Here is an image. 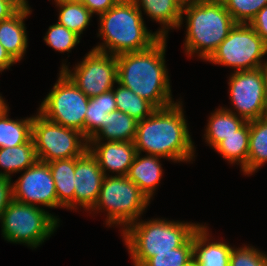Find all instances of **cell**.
I'll return each instance as SVG.
<instances>
[{
  "instance_id": "9c48e42d",
  "label": "cell",
  "mask_w": 267,
  "mask_h": 266,
  "mask_svg": "<svg viewBox=\"0 0 267 266\" xmlns=\"http://www.w3.org/2000/svg\"><path fill=\"white\" fill-rule=\"evenodd\" d=\"M266 54L267 45L256 31L249 24L236 23L207 61L235 71L254 70L267 66L261 61Z\"/></svg>"
},
{
  "instance_id": "603a6c76",
  "label": "cell",
  "mask_w": 267,
  "mask_h": 266,
  "mask_svg": "<svg viewBox=\"0 0 267 266\" xmlns=\"http://www.w3.org/2000/svg\"><path fill=\"white\" fill-rule=\"evenodd\" d=\"M37 160L33 138L22 145L0 148V167L4 170L0 176L11 179V174L26 170Z\"/></svg>"
},
{
  "instance_id": "ffe728a7",
  "label": "cell",
  "mask_w": 267,
  "mask_h": 266,
  "mask_svg": "<svg viewBox=\"0 0 267 266\" xmlns=\"http://www.w3.org/2000/svg\"><path fill=\"white\" fill-rule=\"evenodd\" d=\"M57 194V208L74 209L76 157L48 163Z\"/></svg>"
},
{
  "instance_id": "f35d334b",
  "label": "cell",
  "mask_w": 267,
  "mask_h": 266,
  "mask_svg": "<svg viewBox=\"0 0 267 266\" xmlns=\"http://www.w3.org/2000/svg\"><path fill=\"white\" fill-rule=\"evenodd\" d=\"M6 109H8V106L5 103V100L0 95V114H2Z\"/></svg>"
},
{
  "instance_id": "ee69618b",
  "label": "cell",
  "mask_w": 267,
  "mask_h": 266,
  "mask_svg": "<svg viewBox=\"0 0 267 266\" xmlns=\"http://www.w3.org/2000/svg\"><path fill=\"white\" fill-rule=\"evenodd\" d=\"M23 6H27V7L29 6L27 0H22V7H23Z\"/></svg>"
},
{
  "instance_id": "60d3db41",
  "label": "cell",
  "mask_w": 267,
  "mask_h": 266,
  "mask_svg": "<svg viewBox=\"0 0 267 266\" xmlns=\"http://www.w3.org/2000/svg\"><path fill=\"white\" fill-rule=\"evenodd\" d=\"M185 266H198L196 261L192 259L189 263H187Z\"/></svg>"
},
{
  "instance_id": "7c38bea8",
  "label": "cell",
  "mask_w": 267,
  "mask_h": 266,
  "mask_svg": "<svg viewBox=\"0 0 267 266\" xmlns=\"http://www.w3.org/2000/svg\"><path fill=\"white\" fill-rule=\"evenodd\" d=\"M267 66L245 71H234L229 79V96L237 116L247 122L264 116Z\"/></svg>"
},
{
  "instance_id": "ba28073f",
  "label": "cell",
  "mask_w": 267,
  "mask_h": 266,
  "mask_svg": "<svg viewBox=\"0 0 267 266\" xmlns=\"http://www.w3.org/2000/svg\"><path fill=\"white\" fill-rule=\"evenodd\" d=\"M32 138L37 159L54 160L80 157L88 150V140L79 131L58 125L42 116H33Z\"/></svg>"
},
{
  "instance_id": "8992f818",
  "label": "cell",
  "mask_w": 267,
  "mask_h": 266,
  "mask_svg": "<svg viewBox=\"0 0 267 266\" xmlns=\"http://www.w3.org/2000/svg\"><path fill=\"white\" fill-rule=\"evenodd\" d=\"M150 200L139 187L126 176H104L98 199L93 210L106 209V224H117L125 230L136 222L149 205ZM103 208V209H102Z\"/></svg>"
},
{
  "instance_id": "e0dca14e",
  "label": "cell",
  "mask_w": 267,
  "mask_h": 266,
  "mask_svg": "<svg viewBox=\"0 0 267 266\" xmlns=\"http://www.w3.org/2000/svg\"><path fill=\"white\" fill-rule=\"evenodd\" d=\"M207 226L193 233V259L198 266H229L232 246L225 242H209Z\"/></svg>"
},
{
  "instance_id": "d6986e66",
  "label": "cell",
  "mask_w": 267,
  "mask_h": 266,
  "mask_svg": "<svg viewBox=\"0 0 267 266\" xmlns=\"http://www.w3.org/2000/svg\"><path fill=\"white\" fill-rule=\"evenodd\" d=\"M138 9L159 24L163 25L156 33L167 38L170 28H179L182 19L183 4L180 0H134ZM141 5V6H140Z\"/></svg>"
},
{
  "instance_id": "52a82bcc",
  "label": "cell",
  "mask_w": 267,
  "mask_h": 266,
  "mask_svg": "<svg viewBox=\"0 0 267 266\" xmlns=\"http://www.w3.org/2000/svg\"><path fill=\"white\" fill-rule=\"evenodd\" d=\"M5 240L37 248L56 230L59 219L40 206L12 200L1 215Z\"/></svg>"
},
{
  "instance_id": "d4e9b609",
  "label": "cell",
  "mask_w": 267,
  "mask_h": 266,
  "mask_svg": "<svg viewBox=\"0 0 267 266\" xmlns=\"http://www.w3.org/2000/svg\"><path fill=\"white\" fill-rule=\"evenodd\" d=\"M137 123L128 114L119 110L107 114L104 128L89 141H129L134 142ZM105 139V140H103Z\"/></svg>"
},
{
  "instance_id": "3957f363",
  "label": "cell",
  "mask_w": 267,
  "mask_h": 266,
  "mask_svg": "<svg viewBox=\"0 0 267 266\" xmlns=\"http://www.w3.org/2000/svg\"><path fill=\"white\" fill-rule=\"evenodd\" d=\"M99 20L98 36L103 38L104 43L93 49L100 52L117 56L143 51L161 38L156 32L147 30L142 11L134 0H119L107 12L100 14Z\"/></svg>"
},
{
  "instance_id": "f1b7e54d",
  "label": "cell",
  "mask_w": 267,
  "mask_h": 266,
  "mask_svg": "<svg viewBox=\"0 0 267 266\" xmlns=\"http://www.w3.org/2000/svg\"><path fill=\"white\" fill-rule=\"evenodd\" d=\"M56 6L60 8L58 23L79 36L83 34L93 15L88 8L80 0L60 1Z\"/></svg>"
},
{
  "instance_id": "2e32d148",
  "label": "cell",
  "mask_w": 267,
  "mask_h": 266,
  "mask_svg": "<svg viewBox=\"0 0 267 266\" xmlns=\"http://www.w3.org/2000/svg\"><path fill=\"white\" fill-rule=\"evenodd\" d=\"M30 13V7L23 6L9 18L0 22V43L16 62L24 57L28 47L24 19Z\"/></svg>"
},
{
  "instance_id": "d6a6232c",
  "label": "cell",
  "mask_w": 267,
  "mask_h": 266,
  "mask_svg": "<svg viewBox=\"0 0 267 266\" xmlns=\"http://www.w3.org/2000/svg\"><path fill=\"white\" fill-rule=\"evenodd\" d=\"M229 266H267V255L253 246L232 248Z\"/></svg>"
},
{
  "instance_id": "7402d4cb",
  "label": "cell",
  "mask_w": 267,
  "mask_h": 266,
  "mask_svg": "<svg viewBox=\"0 0 267 266\" xmlns=\"http://www.w3.org/2000/svg\"><path fill=\"white\" fill-rule=\"evenodd\" d=\"M117 110L113 89L89 98L85 115V137L93 139L103 128L107 114Z\"/></svg>"
},
{
  "instance_id": "ab89813d",
  "label": "cell",
  "mask_w": 267,
  "mask_h": 266,
  "mask_svg": "<svg viewBox=\"0 0 267 266\" xmlns=\"http://www.w3.org/2000/svg\"><path fill=\"white\" fill-rule=\"evenodd\" d=\"M264 117H267V81H266V89H265Z\"/></svg>"
},
{
  "instance_id": "8d00e7d4",
  "label": "cell",
  "mask_w": 267,
  "mask_h": 266,
  "mask_svg": "<svg viewBox=\"0 0 267 266\" xmlns=\"http://www.w3.org/2000/svg\"><path fill=\"white\" fill-rule=\"evenodd\" d=\"M19 8L13 0H0V22L9 18Z\"/></svg>"
},
{
  "instance_id": "ac0fdd59",
  "label": "cell",
  "mask_w": 267,
  "mask_h": 266,
  "mask_svg": "<svg viewBox=\"0 0 267 266\" xmlns=\"http://www.w3.org/2000/svg\"><path fill=\"white\" fill-rule=\"evenodd\" d=\"M162 157L147 155L141 157L137 152L133 164L129 167L126 177L134 182L151 200L162 177V167L159 159Z\"/></svg>"
},
{
  "instance_id": "7bdbcfd3",
  "label": "cell",
  "mask_w": 267,
  "mask_h": 266,
  "mask_svg": "<svg viewBox=\"0 0 267 266\" xmlns=\"http://www.w3.org/2000/svg\"><path fill=\"white\" fill-rule=\"evenodd\" d=\"M19 7H22V0H13Z\"/></svg>"
},
{
  "instance_id": "7a4b0ae2",
  "label": "cell",
  "mask_w": 267,
  "mask_h": 266,
  "mask_svg": "<svg viewBox=\"0 0 267 266\" xmlns=\"http://www.w3.org/2000/svg\"><path fill=\"white\" fill-rule=\"evenodd\" d=\"M134 144L138 153L146 152L170 159L189 162L195 156L194 143L188 131L182 102L156 109L137 123Z\"/></svg>"
},
{
  "instance_id": "44dd1931",
  "label": "cell",
  "mask_w": 267,
  "mask_h": 266,
  "mask_svg": "<svg viewBox=\"0 0 267 266\" xmlns=\"http://www.w3.org/2000/svg\"><path fill=\"white\" fill-rule=\"evenodd\" d=\"M247 121L238 117L233 110L220 107L209 117L204 134L206 142L214 148L225 137L235 134Z\"/></svg>"
},
{
  "instance_id": "e575fe53",
  "label": "cell",
  "mask_w": 267,
  "mask_h": 266,
  "mask_svg": "<svg viewBox=\"0 0 267 266\" xmlns=\"http://www.w3.org/2000/svg\"><path fill=\"white\" fill-rule=\"evenodd\" d=\"M13 200L11 179L0 176V219L8 204Z\"/></svg>"
},
{
  "instance_id": "9a60e30c",
  "label": "cell",
  "mask_w": 267,
  "mask_h": 266,
  "mask_svg": "<svg viewBox=\"0 0 267 266\" xmlns=\"http://www.w3.org/2000/svg\"><path fill=\"white\" fill-rule=\"evenodd\" d=\"M88 150L97 159L104 176L107 170L126 176L137 154L134 142L129 141H88Z\"/></svg>"
},
{
  "instance_id": "6da1fadb",
  "label": "cell",
  "mask_w": 267,
  "mask_h": 266,
  "mask_svg": "<svg viewBox=\"0 0 267 266\" xmlns=\"http://www.w3.org/2000/svg\"><path fill=\"white\" fill-rule=\"evenodd\" d=\"M166 46V38H160L146 50L116 56L117 82L146 99L156 109L175 104L165 65Z\"/></svg>"
},
{
  "instance_id": "cb8c5ba5",
  "label": "cell",
  "mask_w": 267,
  "mask_h": 266,
  "mask_svg": "<svg viewBox=\"0 0 267 266\" xmlns=\"http://www.w3.org/2000/svg\"><path fill=\"white\" fill-rule=\"evenodd\" d=\"M250 121L235 134L225 137L215 147V151L231 164L241 165L243 173L247 174V158L249 153Z\"/></svg>"
},
{
  "instance_id": "83f0119b",
  "label": "cell",
  "mask_w": 267,
  "mask_h": 266,
  "mask_svg": "<svg viewBox=\"0 0 267 266\" xmlns=\"http://www.w3.org/2000/svg\"><path fill=\"white\" fill-rule=\"evenodd\" d=\"M117 84V89H113L117 110L128 114L138 122L149 117L156 110L146 99L118 82Z\"/></svg>"
},
{
  "instance_id": "4fadbf2b",
  "label": "cell",
  "mask_w": 267,
  "mask_h": 266,
  "mask_svg": "<svg viewBox=\"0 0 267 266\" xmlns=\"http://www.w3.org/2000/svg\"><path fill=\"white\" fill-rule=\"evenodd\" d=\"M13 200L24 204H37L57 208V194L49 164L37 160L12 183Z\"/></svg>"
},
{
  "instance_id": "f546056e",
  "label": "cell",
  "mask_w": 267,
  "mask_h": 266,
  "mask_svg": "<svg viewBox=\"0 0 267 266\" xmlns=\"http://www.w3.org/2000/svg\"><path fill=\"white\" fill-rule=\"evenodd\" d=\"M193 259V235L172 252L156 253L142 266H185Z\"/></svg>"
},
{
  "instance_id": "f6af8a7d",
  "label": "cell",
  "mask_w": 267,
  "mask_h": 266,
  "mask_svg": "<svg viewBox=\"0 0 267 266\" xmlns=\"http://www.w3.org/2000/svg\"><path fill=\"white\" fill-rule=\"evenodd\" d=\"M55 1V3H57V2H60V1H70V0H54Z\"/></svg>"
},
{
  "instance_id": "b9f144b4",
  "label": "cell",
  "mask_w": 267,
  "mask_h": 266,
  "mask_svg": "<svg viewBox=\"0 0 267 266\" xmlns=\"http://www.w3.org/2000/svg\"><path fill=\"white\" fill-rule=\"evenodd\" d=\"M182 2V4H187V3H193V2H196V1H199V0H180Z\"/></svg>"
},
{
  "instance_id": "5b68a950",
  "label": "cell",
  "mask_w": 267,
  "mask_h": 266,
  "mask_svg": "<svg viewBox=\"0 0 267 266\" xmlns=\"http://www.w3.org/2000/svg\"><path fill=\"white\" fill-rule=\"evenodd\" d=\"M200 224L152 219L136 221L121 234L134 266H142L156 253L172 252L182 246Z\"/></svg>"
},
{
  "instance_id": "836d02e7",
  "label": "cell",
  "mask_w": 267,
  "mask_h": 266,
  "mask_svg": "<svg viewBox=\"0 0 267 266\" xmlns=\"http://www.w3.org/2000/svg\"><path fill=\"white\" fill-rule=\"evenodd\" d=\"M249 25L263 39L267 45V5L264 6L250 21Z\"/></svg>"
},
{
  "instance_id": "30bf717a",
  "label": "cell",
  "mask_w": 267,
  "mask_h": 266,
  "mask_svg": "<svg viewBox=\"0 0 267 266\" xmlns=\"http://www.w3.org/2000/svg\"><path fill=\"white\" fill-rule=\"evenodd\" d=\"M87 97L62 71L38 112L46 119L81 132L85 136Z\"/></svg>"
},
{
  "instance_id": "8fae6325",
  "label": "cell",
  "mask_w": 267,
  "mask_h": 266,
  "mask_svg": "<svg viewBox=\"0 0 267 266\" xmlns=\"http://www.w3.org/2000/svg\"><path fill=\"white\" fill-rule=\"evenodd\" d=\"M60 69L89 98L112 90L117 83L116 56L94 49L73 72L65 64Z\"/></svg>"
},
{
  "instance_id": "277c9868",
  "label": "cell",
  "mask_w": 267,
  "mask_h": 266,
  "mask_svg": "<svg viewBox=\"0 0 267 266\" xmlns=\"http://www.w3.org/2000/svg\"><path fill=\"white\" fill-rule=\"evenodd\" d=\"M186 15L185 52L207 61L222 41L229 35L236 22L221 0H199L183 5Z\"/></svg>"
},
{
  "instance_id": "4dcf8cb0",
  "label": "cell",
  "mask_w": 267,
  "mask_h": 266,
  "mask_svg": "<svg viewBox=\"0 0 267 266\" xmlns=\"http://www.w3.org/2000/svg\"><path fill=\"white\" fill-rule=\"evenodd\" d=\"M236 23L249 24L267 0H221Z\"/></svg>"
},
{
  "instance_id": "1f68e13d",
  "label": "cell",
  "mask_w": 267,
  "mask_h": 266,
  "mask_svg": "<svg viewBox=\"0 0 267 266\" xmlns=\"http://www.w3.org/2000/svg\"><path fill=\"white\" fill-rule=\"evenodd\" d=\"M44 37V41L48 46L58 52H70L79 42L80 36L75 32L68 30L65 26L59 24H53L49 26V29Z\"/></svg>"
},
{
  "instance_id": "5bb4252c",
  "label": "cell",
  "mask_w": 267,
  "mask_h": 266,
  "mask_svg": "<svg viewBox=\"0 0 267 266\" xmlns=\"http://www.w3.org/2000/svg\"><path fill=\"white\" fill-rule=\"evenodd\" d=\"M74 209L78 206L91 210L96 203L104 178L97 159L87 150L76 157L75 164Z\"/></svg>"
},
{
  "instance_id": "484cf974",
  "label": "cell",
  "mask_w": 267,
  "mask_h": 266,
  "mask_svg": "<svg viewBox=\"0 0 267 266\" xmlns=\"http://www.w3.org/2000/svg\"><path fill=\"white\" fill-rule=\"evenodd\" d=\"M267 162V117L250 121L247 175H252Z\"/></svg>"
},
{
  "instance_id": "4316f807",
  "label": "cell",
  "mask_w": 267,
  "mask_h": 266,
  "mask_svg": "<svg viewBox=\"0 0 267 266\" xmlns=\"http://www.w3.org/2000/svg\"><path fill=\"white\" fill-rule=\"evenodd\" d=\"M8 111L9 108L0 114V148L22 145L32 138L33 116L12 120Z\"/></svg>"
},
{
  "instance_id": "d590c367",
  "label": "cell",
  "mask_w": 267,
  "mask_h": 266,
  "mask_svg": "<svg viewBox=\"0 0 267 266\" xmlns=\"http://www.w3.org/2000/svg\"><path fill=\"white\" fill-rule=\"evenodd\" d=\"M92 14L100 15L107 12L119 0H80Z\"/></svg>"
},
{
  "instance_id": "74e56055",
  "label": "cell",
  "mask_w": 267,
  "mask_h": 266,
  "mask_svg": "<svg viewBox=\"0 0 267 266\" xmlns=\"http://www.w3.org/2000/svg\"><path fill=\"white\" fill-rule=\"evenodd\" d=\"M17 63L0 43V72Z\"/></svg>"
}]
</instances>
